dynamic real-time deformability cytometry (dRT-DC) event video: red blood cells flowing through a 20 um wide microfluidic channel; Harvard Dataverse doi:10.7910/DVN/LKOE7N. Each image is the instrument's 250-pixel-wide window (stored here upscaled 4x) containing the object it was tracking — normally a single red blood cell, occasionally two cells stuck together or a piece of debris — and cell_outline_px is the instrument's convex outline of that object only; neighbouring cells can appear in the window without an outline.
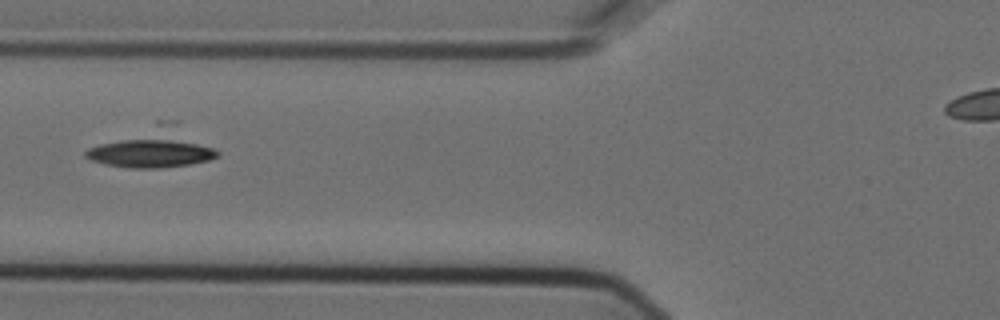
{"species": "Egyptian fruit bat (a non-hibernating species)", "species_latin": "Rousettus aegyptiacus", "temperature_condition": "cold", "stored_images_in_passage": 3, "camera_frame_rate_fps": 3000, "um_per_image_px": 0.085, "animal": {"sex": "female"}, "frame": {"image": 1, "passage_image": 3, "time_ms": 0.667, "image_size_px": [1000, 320], "cell_outline_px": [[220, 152], [216, 156], [208, 160], [188, 164], [164, 168], [128, 168], [104, 164], [92, 160], [84, 156], [84, 152], [88, 148], [156, 120], [180, 120]], "centroid_in_image_um": [13.07, 12.5], "position_along_channel_um": 112.7, "area_um2": 31.15}}